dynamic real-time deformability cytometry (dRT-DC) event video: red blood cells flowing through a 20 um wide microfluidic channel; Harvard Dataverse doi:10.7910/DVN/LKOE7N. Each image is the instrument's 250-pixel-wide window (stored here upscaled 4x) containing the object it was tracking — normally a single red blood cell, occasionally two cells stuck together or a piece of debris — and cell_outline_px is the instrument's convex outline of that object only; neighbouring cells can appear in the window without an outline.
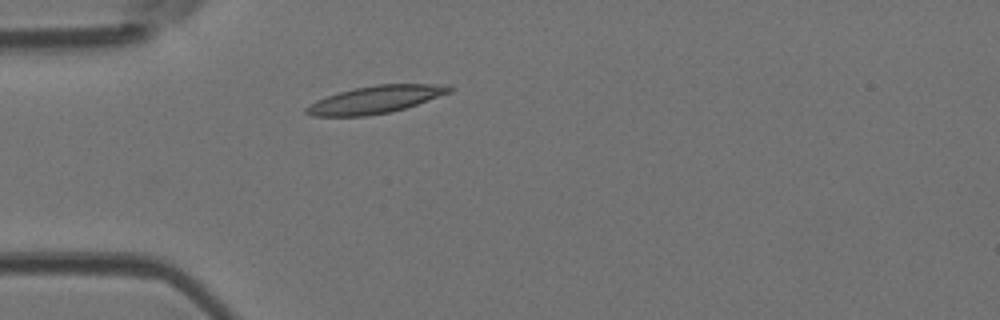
{"species": "Egyptian fruit bat (a non-hibernating species)", "species_latin": "Rousettus aegyptiacus", "temperature_condition": "room temperature", "stored_images_in_passage": 1, "camera_frame_rate_fps": 3000, "um_per_image_px": 0.085, "animal": {"sex": "female"}, "frame": {"image": 1, "passage_image": 1, "time_ms": 0.0, "image_size_px": [1000, 320], "cell_outline_px": [[456, 88], [452, 92], [404, 108], [388, 112], [364, 116], [312, 116], [304, 112], [304, 108], [316, 100], [340, 92], [356, 88], [376, 84], [448, 84]], "centroid_in_image_um": [31.95, 8.45], "position_along_channel_um": 53.1, "area_um2": 22.77}}